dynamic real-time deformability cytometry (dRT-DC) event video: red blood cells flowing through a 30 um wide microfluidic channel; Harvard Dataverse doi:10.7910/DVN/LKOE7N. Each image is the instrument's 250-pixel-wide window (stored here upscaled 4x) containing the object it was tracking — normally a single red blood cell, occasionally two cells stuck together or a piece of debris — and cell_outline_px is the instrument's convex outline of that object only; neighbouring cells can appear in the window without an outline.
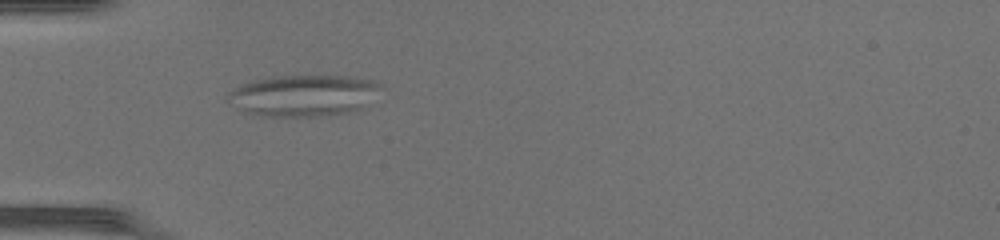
{"species": "common noctule bat (a hibernating species)", "species_latin": "Nyctalus noctula", "temperature_condition": "warm", "stored_images_in_passage": 33, "camera_frame_rate_fps": 3000, "um_per_image_px": 0.085, "animal": {"sex": "female", "body_mass_g": 17.0, "forearm_length_mm": 48.0}, "frame": {"image": 1, "passage_image": 1, "time_ms": 0.0, "image_size_px": [1000, 240], "cell_outline_px": [[384, 84], [360, 108], [348, 112], [328, 116], [256, 116], [244, 112], [228, 100], [224, 96], [232, 88], [240, 84], [252, 80], [272, 76], [348, 76], [372, 80]], "centroid_in_image_um": [25.71, 8.11], "position_along_channel_um": 59.3, "area_um2": 36.93}}
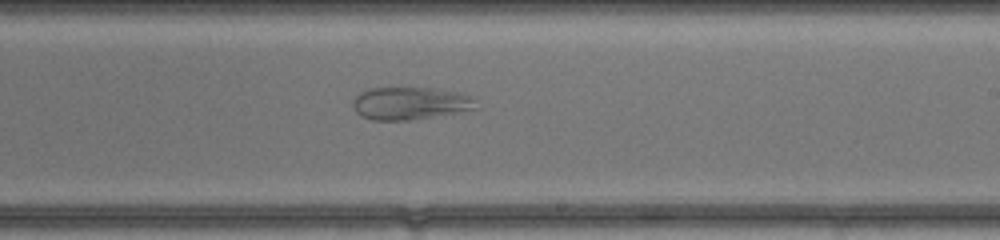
{"frame": {"image": 2, "passage_image": 15, "time_ms": 4.667, "image_size_px": [1000, 240], "cell_outline_px": [[480, 108], [460, 112], [408, 120], [372, 120], [360, 116], [352, 108], [352, 100], [360, 92], [368, 88], [436, 88], [460, 92], [468, 96]], "centroid_in_image_um": [34.82, 8.78], "position_along_channel_um": 254.2, "area_um2": 23.52}}
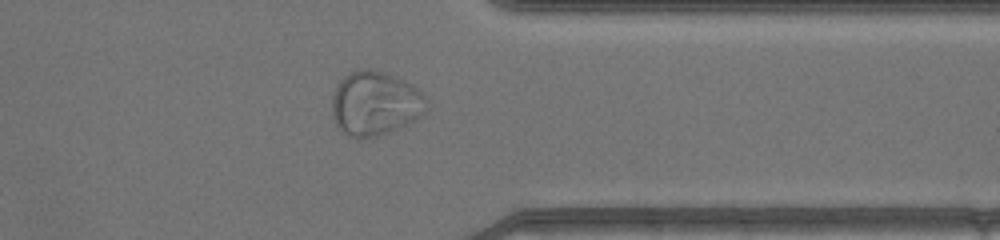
{"frame": {"image": 3, "passage_image": 24, "time_ms": 7.667, "image_size_px": [1000, 240], "cell_outline_px": [[428, 112], [416, 120], [392, 132], [360, 140], [356, 140], [348, 136], [336, 124], [332, 116], [332, 96], [336, 84], [348, 72], [364, 68], [372, 68], [384, 72], [404, 80], [412, 84], [424, 92], [428, 100]], "centroid_in_image_um": [31.92, 8.8], "position_along_channel_um": 379.5, "area_um2": 36.53}}